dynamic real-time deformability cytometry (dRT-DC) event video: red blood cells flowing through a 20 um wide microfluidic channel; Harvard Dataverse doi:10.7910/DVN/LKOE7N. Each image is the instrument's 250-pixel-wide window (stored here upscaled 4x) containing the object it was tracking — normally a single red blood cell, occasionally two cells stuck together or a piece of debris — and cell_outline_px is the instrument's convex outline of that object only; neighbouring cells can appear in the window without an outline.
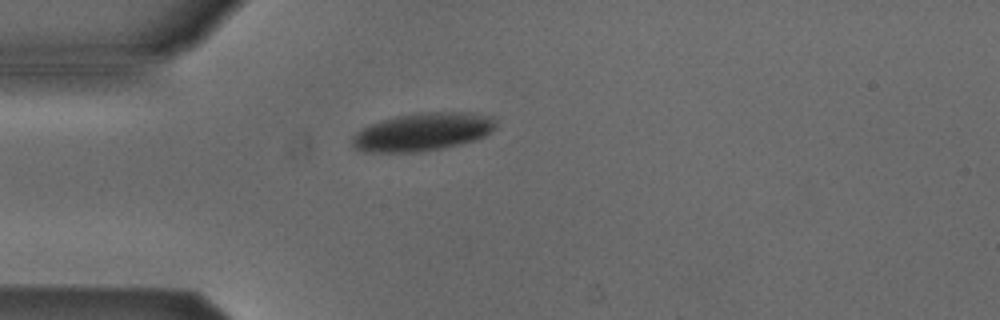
{"species": "Egyptian fruit bat (a non-hibernating species)", "species_latin": "Rousettus aegyptiacus", "temperature_condition": "cold", "stored_images_in_passage": 2, "camera_frame_rate_fps": 3000, "um_per_image_px": 0.085, "animal": {"sex": "male"}, "frame": {"image": 1, "passage_image": 1, "time_ms": 0.0, "image_size_px": [1000, 320], "cell_outline_px": [[496, 128], [492, 132], [484, 136], [460, 144], [440, 148], [412, 152], [364, 152], [356, 148], [352, 144], [352, 136], [356, 132], [380, 120], [396, 116], [420, 112], [468, 112], [496, 116]], "centroid_in_image_um": [35.96, 11.19], "position_along_channel_um": 49.0, "area_um2": 31.79}}